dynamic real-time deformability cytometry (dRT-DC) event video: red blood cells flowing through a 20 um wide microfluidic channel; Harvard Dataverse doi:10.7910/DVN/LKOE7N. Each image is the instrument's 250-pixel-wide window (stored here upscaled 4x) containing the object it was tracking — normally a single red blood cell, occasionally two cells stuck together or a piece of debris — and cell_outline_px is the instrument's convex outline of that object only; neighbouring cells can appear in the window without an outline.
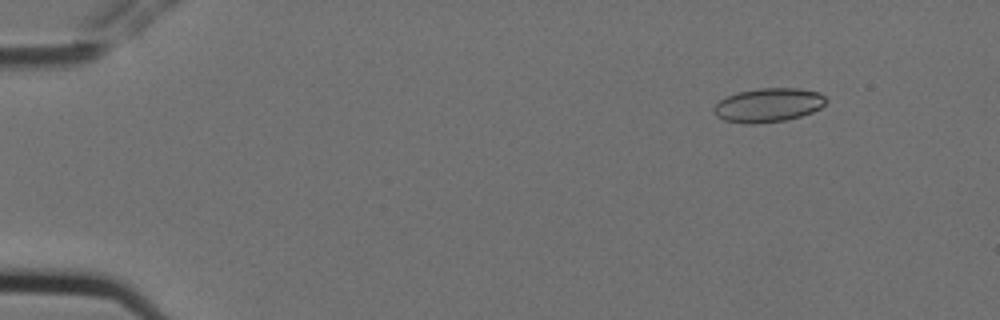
{"species": "Egyptian fruit bat (a non-hibernating species)", "species_latin": "Rousettus aegyptiacus", "temperature_condition": "cold", "stored_images_in_passage": 4, "camera_frame_rate_fps": 3000, "um_per_image_px": 0.085, "animal": {"sex": "female"}, "frame": {"image": 1, "passage_image": 2, "time_ms": 0.333, "image_size_px": [1000, 320], "cell_outline_px": [[828, 100], [820, 108], [812, 112], [800, 116], [784, 120], [752, 124], [748, 124], [724, 120], [716, 116], [712, 108], [724, 96], [736, 92], [760, 88], [796, 88], [820, 92]], "centroid_in_image_um": [65.28, 8.92], "position_along_channel_um": 19.7, "area_um2": 22.25}}
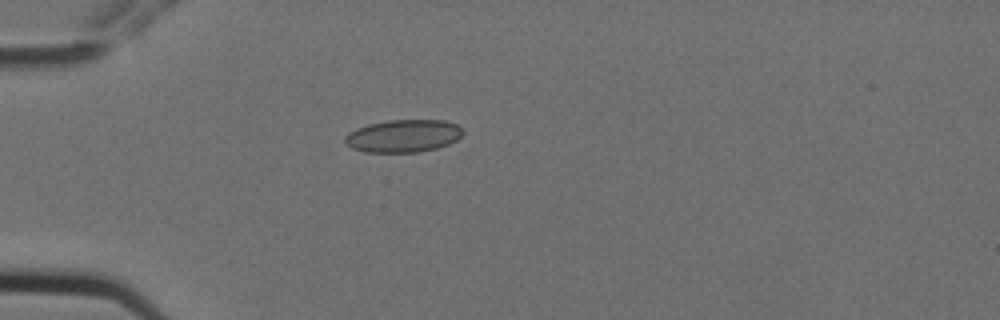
{"frame": {"image": 2, "passage_image": 4, "time_ms": 1.0, "image_size_px": [1000, 320], "cell_outline_px": [[464, 132], [456, 140], [448, 144], [436, 148], [416, 152], [364, 152], [352, 148], [344, 144], [344, 136], [348, 132], [356, 128], [368, 124], [388, 120], [444, 120], [456, 124]], "centroid_in_image_um": [34.23, 11.55], "position_along_channel_um": 50.8, "area_um2": 22.48}}